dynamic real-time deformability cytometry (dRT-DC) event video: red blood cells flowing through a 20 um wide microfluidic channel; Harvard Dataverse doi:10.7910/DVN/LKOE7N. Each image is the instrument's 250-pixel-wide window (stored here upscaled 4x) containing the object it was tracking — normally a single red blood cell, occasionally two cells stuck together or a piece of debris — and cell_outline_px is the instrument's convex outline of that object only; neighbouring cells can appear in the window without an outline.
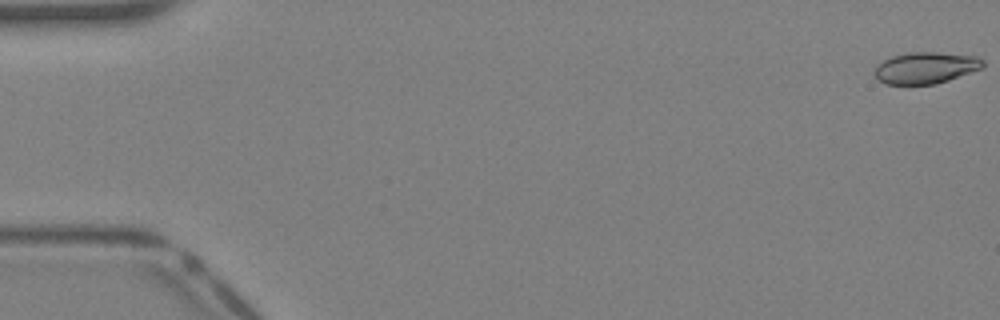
{"species": "Egyptian fruit bat (a non-hibernating species)", "species_latin": "Rousettus aegyptiacus", "temperature_condition": "warm", "stored_images_in_passage": 9, "camera_frame_rate_fps": 3000, "um_per_image_px": 0.085, "animal": {"sex": "female"}, "frame": {"image": 1, "passage_image": 1, "time_ms": 0.0, "image_size_px": [1000, 320], "cell_outline_px": [[984, 68], [936, 84], [884, 84], [876, 80], [872, 72], [884, 60], [892, 56], [908, 52], [936, 52], [976, 56], [984, 60]], "centroid_in_image_um": [78.68, 5.77], "position_along_channel_um": 6.3, "area_um2": 20.06}}